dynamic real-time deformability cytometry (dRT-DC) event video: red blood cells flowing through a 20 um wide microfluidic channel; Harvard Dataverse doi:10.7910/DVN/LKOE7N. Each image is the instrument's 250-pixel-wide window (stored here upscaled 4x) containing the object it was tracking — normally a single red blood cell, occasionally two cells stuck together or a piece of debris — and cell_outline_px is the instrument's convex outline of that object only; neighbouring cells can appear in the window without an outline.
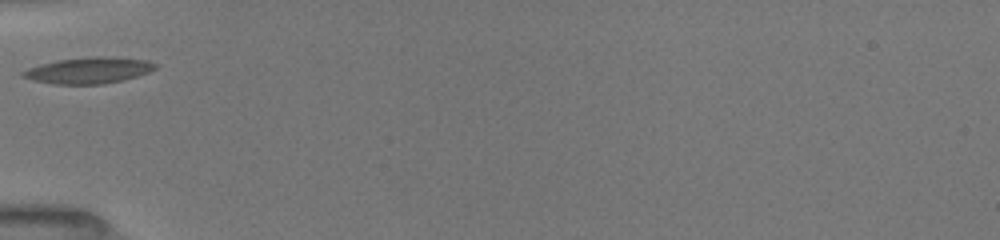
{"species": "common noctule bat (a hibernating species)", "species_latin": "Nyctalus noctula", "temperature_condition": "room temperature", "stored_images_in_passage": 13, "camera_frame_rate_fps": 3000, "um_per_image_px": 0.085, "animal": {"sex": "female", "body_mass_g": 19.5, "forearm_length_mm": 54.1}, "frame": {"image": 1, "passage_image": 1, "time_ms": 0.0, "image_size_px": [1000, 240], "cell_outline_px": [[160, 64], [156, 68], [148, 72], [124, 80], [104, 84], [52, 84], [32, 80], [20, 76], [20, 72], [28, 68], [40, 64], [60, 60], [96, 56], [104, 56], [148, 60]], "centroid_in_image_um": [7.54, 5.99], "position_along_channel_um": 77.5, "area_um2": 20.29}}
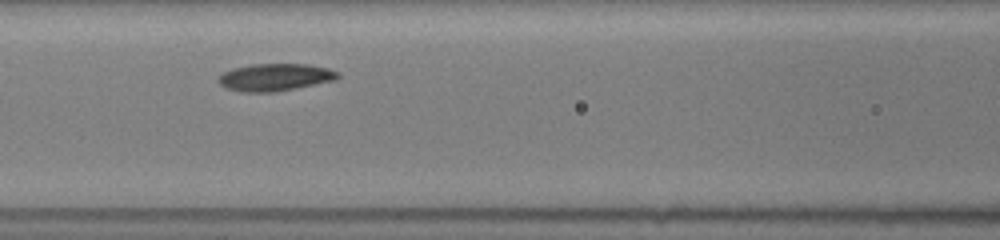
{"frame": {"image": 2, "passage_image": 6, "time_ms": 1.667, "image_size_px": [1000, 240], "cell_outline_px": [[340, 76], [336, 80], [296, 88], [272, 92], [240, 92], [224, 88], [216, 80], [224, 72], [232, 68], [252, 64], [308, 64], [328, 68], [340, 72]], "centroid_in_image_um": [23.38, 6.56], "position_along_channel_um": 143.2, "area_um2": 19.19}}